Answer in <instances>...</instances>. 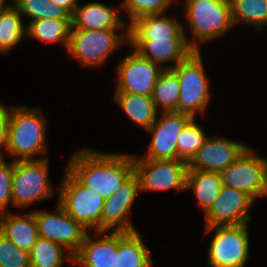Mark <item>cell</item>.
<instances>
[{
    "mask_svg": "<svg viewBox=\"0 0 267 267\" xmlns=\"http://www.w3.org/2000/svg\"><path fill=\"white\" fill-rule=\"evenodd\" d=\"M180 84L172 69H164L154 85L152 100L159 113L178 112Z\"/></svg>",
    "mask_w": 267,
    "mask_h": 267,
    "instance_id": "cell-26",
    "label": "cell"
},
{
    "mask_svg": "<svg viewBox=\"0 0 267 267\" xmlns=\"http://www.w3.org/2000/svg\"><path fill=\"white\" fill-rule=\"evenodd\" d=\"M192 118L191 115L181 112H161L156 122L146 130L152 135L147 152L142 156L133 154V157L150 160L177 159L178 137Z\"/></svg>",
    "mask_w": 267,
    "mask_h": 267,
    "instance_id": "cell-13",
    "label": "cell"
},
{
    "mask_svg": "<svg viewBox=\"0 0 267 267\" xmlns=\"http://www.w3.org/2000/svg\"><path fill=\"white\" fill-rule=\"evenodd\" d=\"M248 147L236 140L217 135L209 136L205 144L187 163V169L220 173L239 158Z\"/></svg>",
    "mask_w": 267,
    "mask_h": 267,
    "instance_id": "cell-16",
    "label": "cell"
},
{
    "mask_svg": "<svg viewBox=\"0 0 267 267\" xmlns=\"http://www.w3.org/2000/svg\"><path fill=\"white\" fill-rule=\"evenodd\" d=\"M265 167H266V183H267V157H264Z\"/></svg>",
    "mask_w": 267,
    "mask_h": 267,
    "instance_id": "cell-38",
    "label": "cell"
},
{
    "mask_svg": "<svg viewBox=\"0 0 267 267\" xmlns=\"http://www.w3.org/2000/svg\"><path fill=\"white\" fill-rule=\"evenodd\" d=\"M138 230L118 232V253L114 267H154L152 254Z\"/></svg>",
    "mask_w": 267,
    "mask_h": 267,
    "instance_id": "cell-22",
    "label": "cell"
},
{
    "mask_svg": "<svg viewBox=\"0 0 267 267\" xmlns=\"http://www.w3.org/2000/svg\"><path fill=\"white\" fill-rule=\"evenodd\" d=\"M202 57L201 51H193L172 69L180 84L178 112L189 114L193 118L199 113L204 114L211 101L209 78Z\"/></svg>",
    "mask_w": 267,
    "mask_h": 267,
    "instance_id": "cell-6",
    "label": "cell"
},
{
    "mask_svg": "<svg viewBox=\"0 0 267 267\" xmlns=\"http://www.w3.org/2000/svg\"><path fill=\"white\" fill-rule=\"evenodd\" d=\"M223 183L220 174L212 171L187 169L186 191L192 189L203 215L220 195Z\"/></svg>",
    "mask_w": 267,
    "mask_h": 267,
    "instance_id": "cell-23",
    "label": "cell"
},
{
    "mask_svg": "<svg viewBox=\"0 0 267 267\" xmlns=\"http://www.w3.org/2000/svg\"><path fill=\"white\" fill-rule=\"evenodd\" d=\"M249 224L205 227L214 235L209 242L208 267H245L250 257Z\"/></svg>",
    "mask_w": 267,
    "mask_h": 267,
    "instance_id": "cell-7",
    "label": "cell"
},
{
    "mask_svg": "<svg viewBox=\"0 0 267 267\" xmlns=\"http://www.w3.org/2000/svg\"><path fill=\"white\" fill-rule=\"evenodd\" d=\"M47 123L40 107L30 108L27 105L9 107L8 155L12 157L11 160L49 158L45 155L48 153Z\"/></svg>",
    "mask_w": 267,
    "mask_h": 267,
    "instance_id": "cell-2",
    "label": "cell"
},
{
    "mask_svg": "<svg viewBox=\"0 0 267 267\" xmlns=\"http://www.w3.org/2000/svg\"><path fill=\"white\" fill-rule=\"evenodd\" d=\"M121 6L110 7L101 2L77 4L72 15V28L85 30H106L111 28H129L119 16Z\"/></svg>",
    "mask_w": 267,
    "mask_h": 267,
    "instance_id": "cell-20",
    "label": "cell"
},
{
    "mask_svg": "<svg viewBox=\"0 0 267 267\" xmlns=\"http://www.w3.org/2000/svg\"><path fill=\"white\" fill-rule=\"evenodd\" d=\"M58 189V204L91 233L100 231V217L105 199L83 185L66 167Z\"/></svg>",
    "mask_w": 267,
    "mask_h": 267,
    "instance_id": "cell-5",
    "label": "cell"
},
{
    "mask_svg": "<svg viewBox=\"0 0 267 267\" xmlns=\"http://www.w3.org/2000/svg\"><path fill=\"white\" fill-rule=\"evenodd\" d=\"M26 37L44 43H57L68 49L72 19L45 18L29 21L26 26Z\"/></svg>",
    "mask_w": 267,
    "mask_h": 267,
    "instance_id": "cell-25",
    "label": "cell"
},
{
    "mask_svg": "<svg viewBox=\"0 0 267 267\" xmlns=\"http://www.w3.org/2000/svg\"><path fill=\"white\" fill-rule=\"evenodd\" d=\"M187 29L166 13L139 17L129 25V40L189 39Z\"/></svg>",
    "mask_w": 267,
    "mask_h": 267,
    "instance_id": "cell-19",
    "label": "cell"
},
{
    "mask_svg": "<svg viewBox=\"0 0 267 267\" xmlns=\"http://www.w3.org/2000/svg\"><path fill=\"white\" fill-rule=\"evenodd\" d=\"M197 118H192L180 132L177 143V159L187 163L193 158L197 151L205 144L207 136L197 123Z\"/></svg>",
    "mask_w": 267,
    "mask_h": 267,
    "instance_id": "cell-31",
    "label": "cell"
},
{
    "mask_svg": "<svg viewBox=\"0 0 267 267\" xmlns=\"http://www.w3.org/2000/svg\"><path fill=\"white\" fill-rule=\"evenodd\" d=\"M174 2L179 5L177 0H124L120 9L124 8L122 11L125 10L124 12L129 16L128 25H130L142 16L167 13L169 7L175 4Z\"/></svg>",
    "mask_w": 267,
    "mask_h": 267,
    "instance_id": "cell-32",
    "label": "cell"
},
{
    "mask_svg": "<svg viewBox=\"0 0 267 267\" xmlns=\"http://www.w3.org/2000/svg\"><path fill=\"white\" fill-rule=\"evenodd\" d=\"M128 47L163 70L173 69L194 51L187 39L129 40Z\"/></svg>",
    "mask_w": 267,
    "mask_h": 267,
    "instance_id": "cell-18",
    "label": "cell"
},
{
    "mask_svg": "<svg viewBox=\"0 0 267 267\" xmlns=\"http://www.w3.org/2000/svg\"><path fill=\"white\" fill-rule=\"evenodd\" d=\"M50 159L14 161L12 205L28 208L36 202L50 199L54 189L50 181Z\"/></svg>",
    "mask_w": 267,
    "mask_h": 267,
    "instance_id": "cell-8",
    "label": "cell"
},
{
    "mask_svg": "<svg viewBox=\"0 0 267 267\" xmlns=\"http://www.w3.org/2000/svg\"><path fill=\"white\" fill-rule=\"evenodd\" d=\"M51 2H55L56 4L65 8L71 15L75 13L77 4L79 0H50Z\"/></svg>",
    "mask_w": 267,
    "mask_h": 267,
    "instance_id": "cell-36",
    "label": "cell"
},
{
    "mask_svg": "<svg viewBox=\"0 0 267 267\" xmlns=\"http://www.w3.org/2000/svg\"><path fill=\"white\" fill-rule=\"evenodd\" d=\"M14 5H15V0L11 1L9 0V3L6 0H0V10L12 8L14 7Z\"/></svg>",
    "mask_w": 267,
    "mask_h": 267,
    "instance_id": "cell-37",
    "label": "cell"
},
{
    "mask_svg": "<svg viewBox=\"0 0 267 267\" xmlns=\"http://www.w3.org/2000/svg\"><path fill=\"white\" fill-rule=\"evenodd\" d=\"M178 2H182L179 1ZM185 20L192 39L187 40L194 51L200 45L216 40L233 29L229 0H184Z\"/></svg>",
    "mask_w": 267,
    "mask_h": 267,
    "instance_id": "cell-3",
    "label": "cell"
},
{
    "mask_svg": "<svg viewBox=\"0 0 267 267\" xmlns=\"http://www.w3.org/2000/svg\"><path fill=\"white\" fill-rule=\"evenodd\" d=\"M0 267H31L29 253L0 232Z\"/></svg>",
    "mask_w": 267,
    "mask_h": 267,
    "instance_id": "cell-33",
    "label": "cell"
},
{
    "mask_svg": "<svg viewBox=\"0 0 267 267\" xmlns=\"http://www.w3.org/2000/svg\"><path fill=\"white\" fill-rule=\"evenodd\" d=\"M8 122L9 108L0 103V160H5L4 152L8 155Z\"/></svg>",
    "mask_w": 267,
    "mask_h": 267,
    "instance_id": "cell-35",
    "label": "cell"
},
{
    "mask_svg": "<svg viewBox=\"0 0 267 267\" xmlns=\"http://www.w3.org/2000/svg\"><path fill=\"white\" fill-rule=\"evenodd\" d=\"M83 185L104 199L114 195L134 173L133 154L80 148L65 166Z\"/></svg>",
    "mask_w": 267,
    "mask_h": 267,
    "instance_id": "cell-1",
    "label": "cell"
},
{
    "mask_svg": "<svg viewBox=\"0 0 267 267\" xmlns=\"http://www.w3.org/2000/svg\"><path fill=\"white\" fill-rule=\"evenodd\" d=\"M234 27L247 24L260 31L267 26V0H229Z\"/></svg>",
    "mask_w": 267,
    "mask_h": 267,
    "instance_id": "cell-28",
    "label": "cell"
},
{
    "mask_svg": "<svg viewBox=\"0 0 267 267\" xmlns=\"http://www.w3.org/2000/svg\"><path fill=\"white\" fill-rule=\"evenodd\" d=\"M123 44L129 45V28H71L67 53L71 58L78 60L82 67H102Z\"/></svg>",
    "mask_w": 267,
    "mask_h": 267,
    "instance_id": "cell-4",
    "label": "cell"
},
{
    "mask_svg": "<svg viewBox=\"0 0 267 267\" xmlns=\"http://www.w3.org/2000/svg\"><path fill=\"white\" fill-rule=\"evenodd\" d=\"M255 200L247 193L223 186L220 195L204 214L205 227L241 225L251 220L250 208Z\"/></svg>",
    "mask_w": 267,
    "mask_h": 267,
    "instance_id": "cell-15",
    "label": "cell"
},
{
    "mask_svg": "<svg viewBox=\"0 0 267 267\" xmlns=\"http://www.w3.org/2000/svg\"><path fill=\"white\" fill-rule=\"evenodd\" d=\"M33 212L37 222L38 236L56 242L74 256L88 230L69 216L58 203L51 213L45 210Z\"/></svg>",
    "mask_w": 267,
    "mask_h": 267,
    "instance_id": "cell-11",
    "label": "cell"
},
{
    "mask_svg": "<svg viewBox=\"0 0 267 267\" xmlns=\"http://www.w3.org/2000/svg\"><path fill=\"white\" fill-rule=\"evenodd\" d=\"M116 89L114 93L152 96L155 82L163 69L135 50L124 56L117 64Z\"/></svg>",
    "mask_w": 267,
    "mask_h": 267,
    "instance_id": "cell-12",
    "label": "cell"
},
{
    "mask_svg": "<svg viewBox=\"0 0 267 267\" xmlns=\"http://www.w3.org/2000/svg\"><path fill=\"white\" fill-rule=\"evenodd\" d=\"M24 16L15 8L0 10V53L7 54L26 37Z\"/></svg>",
    "mask_w": 267,
    "mask_h": 267,
    "instance_id": "cell-27",
    "label": "cell"
},
{
    "mask_svg": "<svg viewBox=\"0 0 267 267\" xmlns=\"http://www.w3.org/2000/svg\"><path fill=\"white\" fill-rule=\"evenodd\" d=\"M140 193L138 176L133 173L116 193L105 199L100 217V231L125 232L137 231L130 216L131 207Z\"/></svg>",
    "mask_w": 267,
    "mask_h": 267,
    "instance_id": "cell-14",
    "label": "cell"
},
{
    "mask_svg": "<svg viewBox=\"0 0 267 267\" xmlns=\"http://www.w3.org/2000/svg\"><path fill=\"white\" fill-rule=\"evenodd\" d=\"M14 160H0V215L11 212ZM9 206V207H8Z\"/></svg>",
    "mask_w": 267,
    "mask_h": 267,
    "instance_id": "cell-34",
    "label": "cell"
},
{
    "mask_svg": "<svg viewBox=\"0 0 267 267\" xmlns=\"http://www.w3.org/2000/svg\"><path fill=\"white\" fill-rule=\"evenodd\" d=\"M251 148L248 147L239 158L219 174L223 186L241 190L256 201L267 196L266 167L264 156L260 157Z\"/></svg>",
    "mask_w": 267,
    "mask_h": 267,
    "instance_id": "cell-9",
    "label": "cell"
},
{
    "mask_svg": "<svg viewBox=\"0 0 267 267\" xmlns=\"http://www.w3.org/2000/svg\"><path fill=\"white\" fill-rule=\"evenodd\" d=\"M134 173L138 176L140 192L184 190L187 162L181 159L150 160L133 157Z\"/></svg>",
    "mask_w": 267,
    "mask_h": 267,
    "instance_id": "cell-10",
    "label": "cell"
},
{
    "mask_svg": "<svg viewBox=\"0 0 267 267\" xmlns=\"http://www.w3.org/2000/svg\"><path fill=\"white\" fill-rule=\"evenodd\" d=\"M0 232L18 248L29 253L39 237L34 212L1 214Z\"/></svg>",
    "mask_w": 267,
    "mask_h": 267,
    "instance_id": "cell-21",
    "label": "cell"
},
{
    "mask_svg": "<svg viewBox=\"0 0 267 267\" xmlns=\"http://www.w3.org/2000/svg\"><path fill=\"white\" fill-rule=\"evenodd\" d=\"M89 233L90 231L73 256V265L79 267H114L118 253V232L94 231V237Z\"/></svg>",
    "mask_w": 267,
    "mask_h": 267,
    "instance_id": "cell-17",
    "label": "cell"
},
{
    "mask_svg": "<svg viewBox=\"0 0 267 267\" xmlns=\"http://www.w3.org/2000/svg\"><path fill=\"white\" fill-rule=\"evenodd\" d=\"M29 258L31 267H62L65 259L73 264V256L68 250L42 237H38L31 248Z\"/></svg>",
    "mask_w": 267,
    "mask_h": 267,
    "instance_id": "cell-29",
    "label": "cell"
},
{
    "mask_svg": "<svg viewBox=\"0 0 267 267\" xmlns=\"http://www.w3.org/2000/svg\"><path fill=\"white\" fill-rule=\"evenodd\" d=\"M114 100L127 117L145 130L157 120L158 110L152 96L129 93H115Z\"/></svg>",
    "mask_w": 267,
    "mask_h": 267,
    "instance_id": "cell-24",
    "label": "cell"
},
{
    "mask_svg": "<svg viewBox=\"0 0 267 267\" xmlns=\"http://www.w3.org/2000/svg\"><path fill=\"white\" fill-rule=\"evenodd\" d=\"M14 7L30 20L45 18L72 19V15L62 6L50 0H15Z\"/></svg>",
    "mask_w": 267,
    "mask_h": 267,
    "instance_id": "cell-30",
    "label": "cell"
}]
</instances>
